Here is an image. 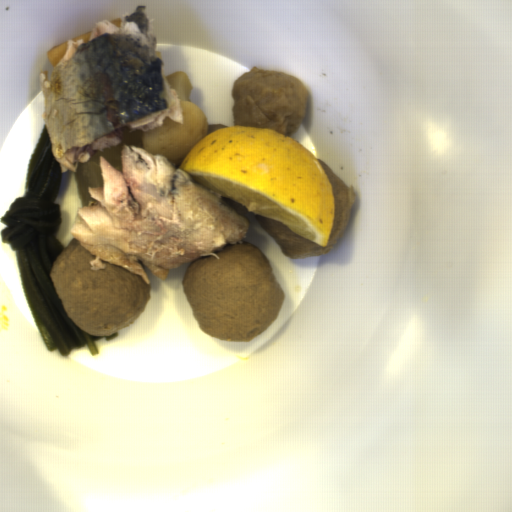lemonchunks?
Instances as JSON below:
<instances>
[{"label":"lemon chunks","instance_id":"obj_1","mask_svg":"<svg viewBox=\"0 0 512 512\" xmlns=\"http://www.w3.org/2000/svg\"><path fill=\"white\" fill-rule=\"evenodd\" d=\"M180 169L193 183L317 245L330 240L332 185L315 155L280 132L237 124L218 129L194 145Z\"/></svg>","mask_w":512,"mask_h":512}]
</instances>
